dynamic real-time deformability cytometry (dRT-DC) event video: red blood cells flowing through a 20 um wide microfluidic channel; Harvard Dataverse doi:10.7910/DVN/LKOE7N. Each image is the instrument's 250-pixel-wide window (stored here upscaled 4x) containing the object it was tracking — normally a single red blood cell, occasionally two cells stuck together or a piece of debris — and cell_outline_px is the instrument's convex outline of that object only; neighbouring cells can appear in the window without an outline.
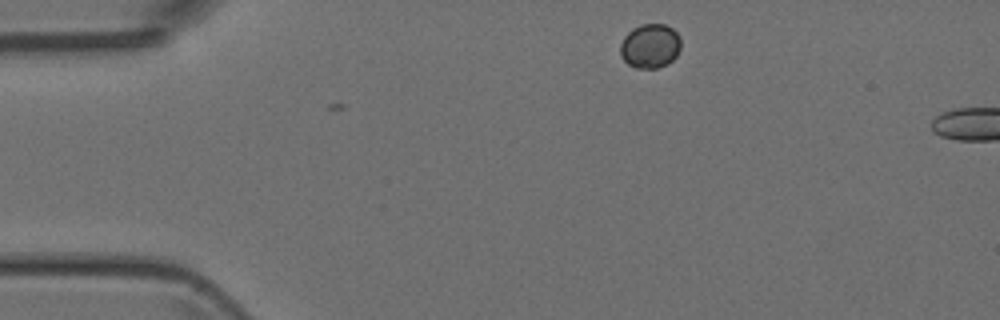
{"species": "Egyptian fruit bat (a non-hibernating species)", "species_latin": "Rousettus aegyptiacus", "temperature_condition": "room temperature", "stored_images_in_passage": 2, "camera_frame_rate_fps": 3000, "um_per_image_px": 0.085, "animal": {"sex": "female"}, "frame": {"image": 1, "passage_image": 1, "time_ms": 0.0, "image_size_px": [1000, 320], "cell_outline_px": [[680, 48], [676, 56], [668, 64], [656, 68], [636, 68], [628, 64], [620, 56], [620, 44], [624, 36], [632, 28], [640, 24], [664, 24], [672, 28], [680, 36]], "centroid_in_image_um": [55.25, 3.9], "position_along_channel_um": 29.8, "area_um2": 15.78}}